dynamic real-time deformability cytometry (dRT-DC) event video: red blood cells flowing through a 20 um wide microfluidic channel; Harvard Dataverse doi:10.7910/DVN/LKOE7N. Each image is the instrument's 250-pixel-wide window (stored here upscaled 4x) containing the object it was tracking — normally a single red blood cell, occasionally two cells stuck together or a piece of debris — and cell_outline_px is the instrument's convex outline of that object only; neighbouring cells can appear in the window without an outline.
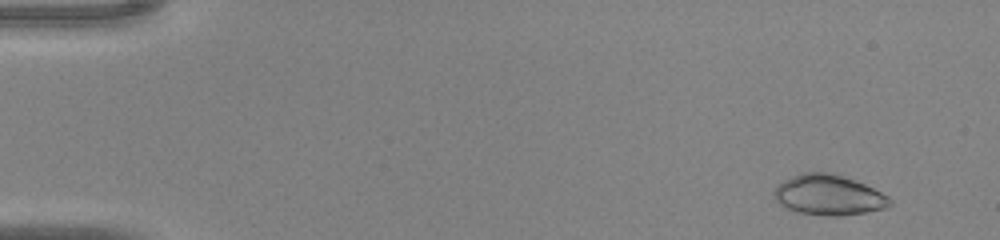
{"species": "common noctule bat (a hibernating species)", "species_latin": "Nyctalus noctula", "temperature_condition": "warm", "stored_images_in_passage": 45, "camera_frame_rate_fps": 3000, "um_per_image_px": 0.085, "animal": {"sex": "male", "body_mass_g": 20.0, "forearm_length_mm": 53.3}, "frame": {"image": 1, "passage_image": 4, "time_ms": 1.0, "image_size_px": [1000, 240], "cell_outline_px": [[892, 204], [888, 208], [864, 212], [836, 216], [828, 216], [800, 212], [788, 208], [780, 204], [772, 196], [772, 192], [776, 184], [800, 172], [828, 172], [864, 184], [888, 196], [892, 200]], "centroid_in_image_um": [70.4, 16.57], "position_along_channel_um": 14.6, "area_um2": 27.05}}
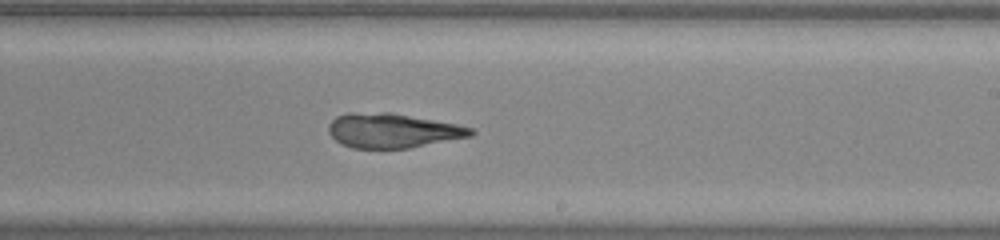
{"frame": {"image": 2, "passage_image": 28, "time_ms": 9.0, "image_size_px": [1000, 240], "cell_outline_px": [[476, 132], [472, 136], [408, 148], [352, 148], [340, 144], [328, 132], [328, 124], [336, 116], [348, 112], [388, 112], [456, 124], [472, 128]], "centroid_in_image_um": [33.33, 11.1], "position_along_channel_um": 255.7, "area_um2": 28.55}}
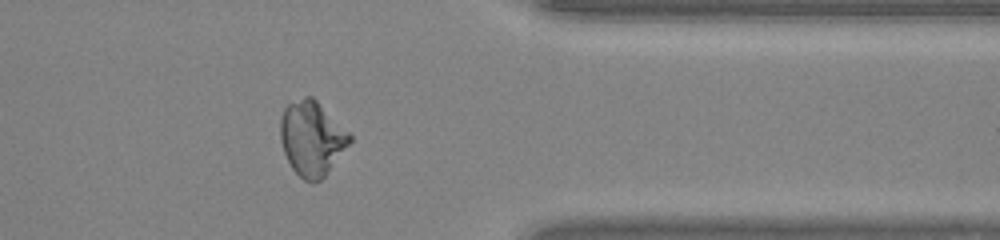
{"frame": {"image": 3, "passage_image": 37, "time_ms": 12.0, "image_size_px": [1000, 240], "cell_outline_px": [[352, 140], [324, 176], [320, 180], [312, 184], [304, 180], [292, 168], [284, 152], [280, 140], [280, 120], [284, 108], [288, 104], [304, 96], [312, 96], [352, 136]], "centroid_in_image_um": [26.48, 11.76], "position_along_channel_um": 384.9, "area_um2": 29.71}}